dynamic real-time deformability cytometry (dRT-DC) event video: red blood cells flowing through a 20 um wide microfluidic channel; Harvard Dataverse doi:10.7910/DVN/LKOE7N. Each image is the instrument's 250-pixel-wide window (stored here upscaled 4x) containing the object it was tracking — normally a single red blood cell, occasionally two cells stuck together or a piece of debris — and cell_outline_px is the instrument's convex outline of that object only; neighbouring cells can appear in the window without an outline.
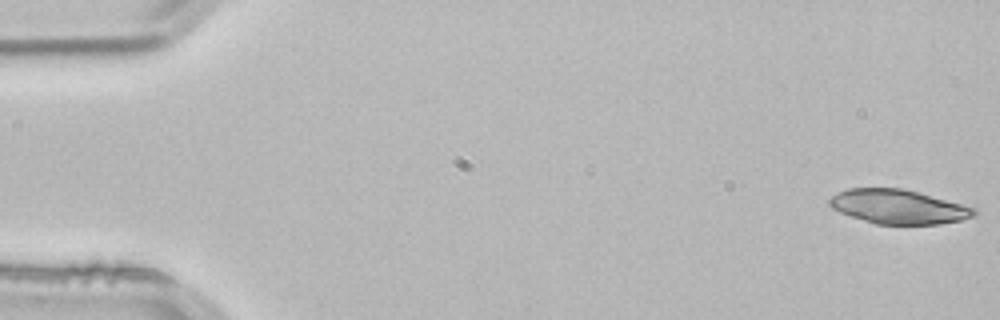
{"species": "common noctule bat (a hibernating species)", "species_latin": "Nyctalus noctula", "temperature_condition": "room temperature", "stored_images_in_passage": 52, "camera_frame_rate_fps": 3000, "um_per_image_px": 0.085, "animal": {"sex": "male", "body_mass_g": 21.5, "forearm_length_mm": 52.0}, "frame": {"image": 1, "passage_image": 1, "time_ms": 0.0, "image_size_px": [1000, 320], "cell_outline_px": [[980, 212], [972, 216], [960, 220], [940, 224], [876, 224], [840, 212], [832, 208], [828, 204], [828, 200], [832, 196], [848, 188], [904, 188], [920, 192], [976, 208]], "centroid_in_image_um": [76.38, 17.56], "position_along_channel_um": 8.6, "area_um2": 28.78}}
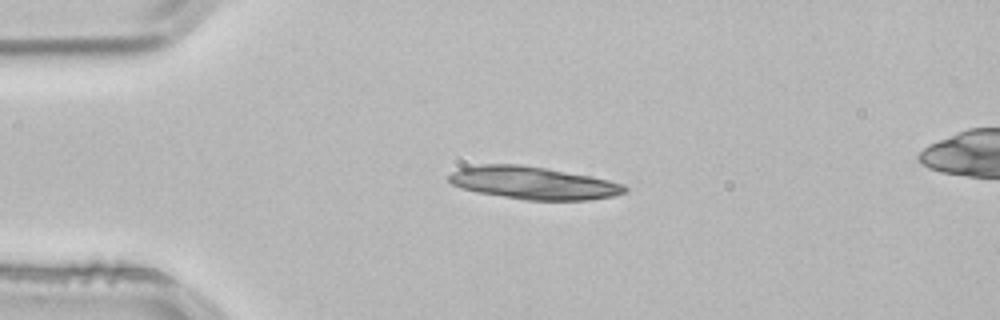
{"frame": {"image": 2, "passage_image": 12, "time_ms": 3.667, "image_size_px": [1000, 320], "cell_outline_px": [[628, 188], [624, 192], [612, 196], [588, 200], [524, 200], [476, 192], [460, 188], [452, 184], [448, 180], [448, 176], [452, 172], [460, 168], [480, 164], [520, 164], [592, 176], [624, 184]], "centroid_in_image_um": [45.29, 15.55], "position_along_channel_um": 39.7, "area_um2": 33.41}}